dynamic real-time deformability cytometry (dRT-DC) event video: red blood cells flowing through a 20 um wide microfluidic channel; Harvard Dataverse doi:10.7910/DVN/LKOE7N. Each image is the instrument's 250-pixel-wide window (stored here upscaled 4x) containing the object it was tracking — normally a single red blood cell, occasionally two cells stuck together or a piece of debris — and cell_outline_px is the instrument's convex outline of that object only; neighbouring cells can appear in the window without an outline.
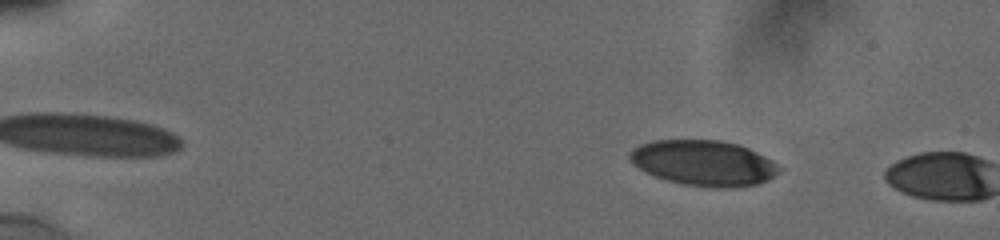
{"species": "human", "species_latin": "Homo sapiens", "temperature_condition": "cold", "stored_images_in_passage": 6, "camera_frame_rate_fps": 3000, "um_per_image_px": 0.085, "donor": {"sex": "male"}, "frame": {"image": 1, "passage_image": 4, "time_ms": 1.0, "image_size_px": [1000, 240], "cell_outline_px": [[784, 168], [768, 180], [756, 184], [732, 188], [724, 188], [684, 184], [668, 180], [656, 176], [640, 168], [628, 160], [628, 152], [632, 148], [640, 144], [652, 140], [720, 140], [736, 144], [748, 148], [772, 160]], "centroid_in_image_um": [59.82, 13.84], "position_along_channel_um": 25.2, "area_um2": 39.48}}